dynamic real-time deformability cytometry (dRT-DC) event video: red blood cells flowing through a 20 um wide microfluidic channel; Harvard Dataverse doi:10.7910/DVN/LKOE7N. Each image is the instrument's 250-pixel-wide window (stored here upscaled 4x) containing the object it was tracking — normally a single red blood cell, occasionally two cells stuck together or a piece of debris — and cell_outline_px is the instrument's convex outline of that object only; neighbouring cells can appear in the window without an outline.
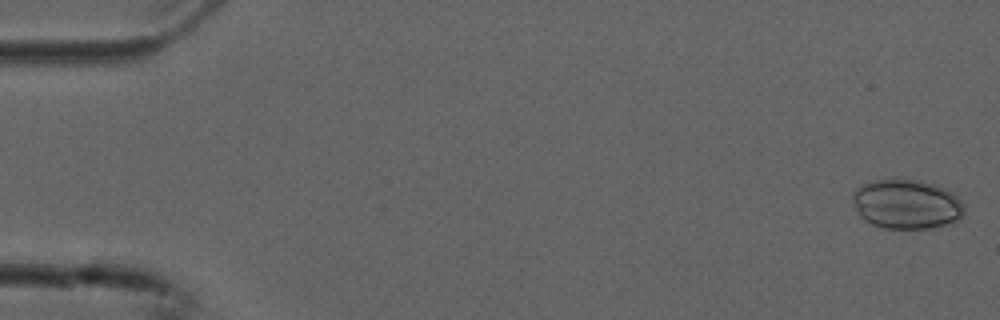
{"species": "common noctule bat (a hibernating species)", "species_latin": "Nyctalus noctula", "temperature_condition": "cold", "stored_images_in_passage": 5, "camera_frame_rate_fps": 3000, "um_per_image_px": 0.085, "animal": {"sex": "male", "forearm_length_mm": 52.5}, "frame": {"image": 1, "passage_image": 1, "time_ms": 0.0, "image_size_px": [1000, 320], "cell_outline_px": [[964, 212], [952, 224], [928, 228], [884, 228], [872, 224], [864, 220], [856, 212], [852, 200], [852, 192], [860, 184], [876, 180], [920, 180], [936, 184], [952, 192], [964, 204]], "centroid_in_image_um": [77.04, 17.35], "position_along_channel_um": 8.0, "area_um2": 32.37}}